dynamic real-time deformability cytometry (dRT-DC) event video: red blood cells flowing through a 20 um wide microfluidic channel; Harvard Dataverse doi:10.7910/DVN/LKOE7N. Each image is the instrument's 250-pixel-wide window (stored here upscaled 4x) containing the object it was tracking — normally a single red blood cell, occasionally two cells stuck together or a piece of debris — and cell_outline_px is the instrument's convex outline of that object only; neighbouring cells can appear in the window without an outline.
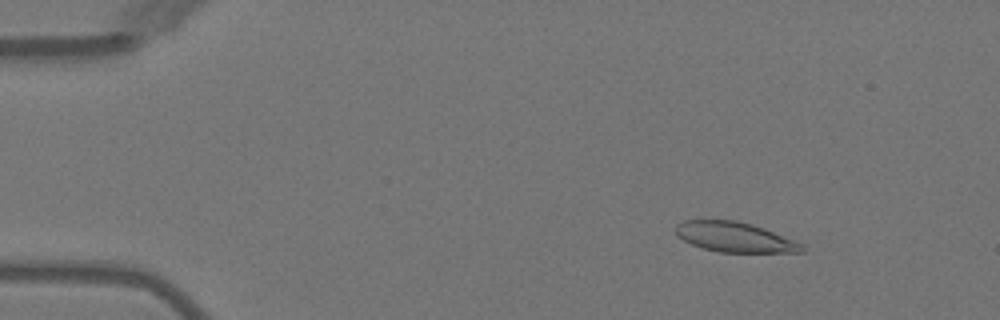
{"species": "Egyptian fruit bat (a non-hibernating species)", "species_latin": "Rousettus aegyptiacus", "temperature_condition": "warm", "stored_images_in_passage": 50, "camera_frame_rate_fps": 3000, "um_per_image_px": 0.085, "animal": {"sex": "female"}, "frame": {"image": 1, "passage_image": 6, "time_ms": 1.667, "image_size_px": [1000, 320], "cell_outline_px": [[804, 252], [720, 252], [704, 248], [692, 244], [676, 236], [676, 224], [684, 220], [736, 220], [752, 224], [764, 228], [804, 244]], "centroid_in_image_um": [62.46, 20.15], "position_along_channel_um": 22.5, "area_um2": 21.96}}
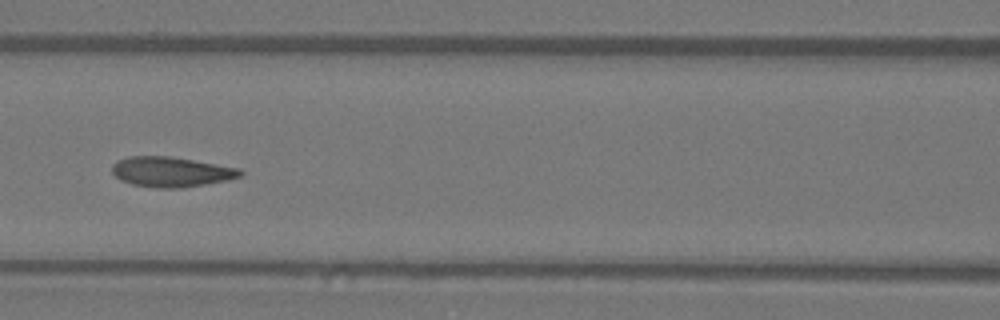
{"frame": {"image": 2, "passage_image": 22, "time_ms": 7.0, "image_size_px": [1000, 320], "cell_outline_px": [[244, 172], [240, 176], [228, 180], [180, 188], [156, 188], [132, 184], [120, 180], [112, 172], [112, 164], [116, 160], [128, 156], [172, 156], [240, 168]], "centroid_in_image_um": [14.53, 14.6], "position_along_channel_um": 152.1, "area_um2": 22.6}}
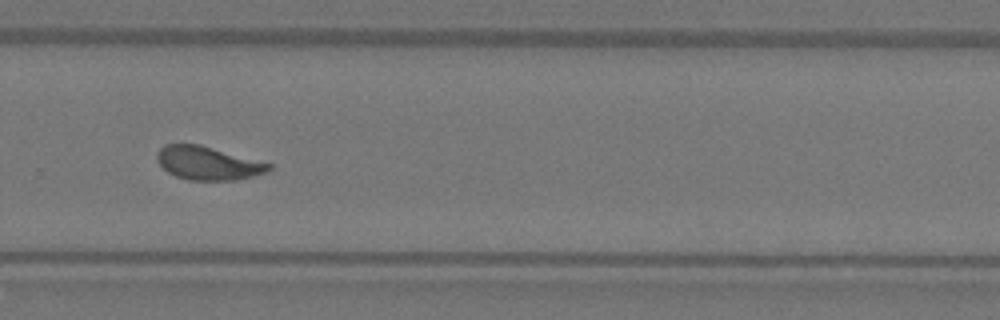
{"frame": {"image": 3, "passage_image": 34, "time_ms": 11.0, "image_size_px": [1000, 320], "cell_outline_px": [[272, 168], [268, 172], [236, 180], [188, 180], [176, 176], [168, 172], [156, 160], [156, 156], [160, 148], [164, 144], [200, 144], [272, 164]], "centroid_in_image_um": [17.67, 13.86], "position_along_channel_um": 312.1, "area_um2": 21.73}, "authors_computed_cell_mechanics": {"area_um2": 22.1663, "velocity_mm_per_s": 4.021, "shape_relaxation_time_tau1_ms": 4.632, "shape_relaxation_time_tau2_ms": 1.0885, "deformation_change_tau1": 0.1769, "deformation_change_tau2": 0.0683}}